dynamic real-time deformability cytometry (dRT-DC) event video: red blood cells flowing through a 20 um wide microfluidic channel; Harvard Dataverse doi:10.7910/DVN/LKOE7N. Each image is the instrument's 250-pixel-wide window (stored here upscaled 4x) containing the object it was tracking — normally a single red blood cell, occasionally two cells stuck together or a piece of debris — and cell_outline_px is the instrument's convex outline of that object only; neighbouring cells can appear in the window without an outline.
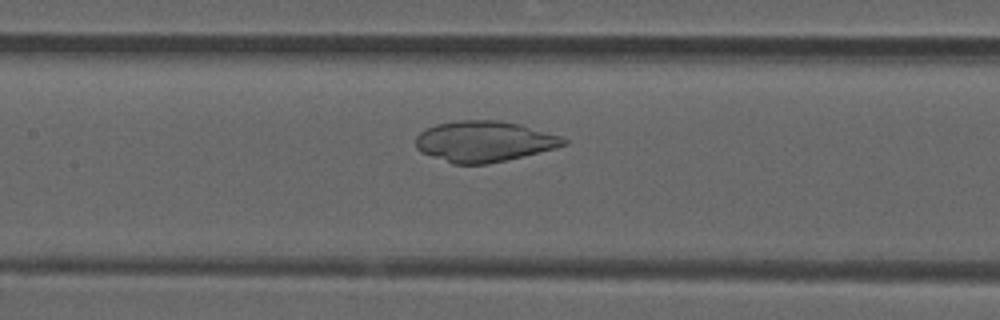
{"species": "common noctule bat (a hibernating species)", "species_latin": "Nyctalus noctula", "temperature_condition": "room temperature", "stored_images_in_passage": 29, "camera_frame_rate_fps": 3000, "um_per_image_px": 0.085, "animal": {"sex": "male", "forearm_length_mm": 52.5}, "frame": {"image": 1, "passage_image": 8, "time_ms": 2.333, "image_size_px": [1000, 320], "cell_outline_px": [[568, 144], [556, 148], [488, 164], [452, 164], [420, 152], [416, 148], [416, 136], [424, 128], [436, 124], [460, 120], [500, 120], [520, 124], [560, 136], [568, 140]], "centroid_in_image_um": [41.12, 12.02], "position_along_channel_um": 166.3, "area_um2": 35.26}}
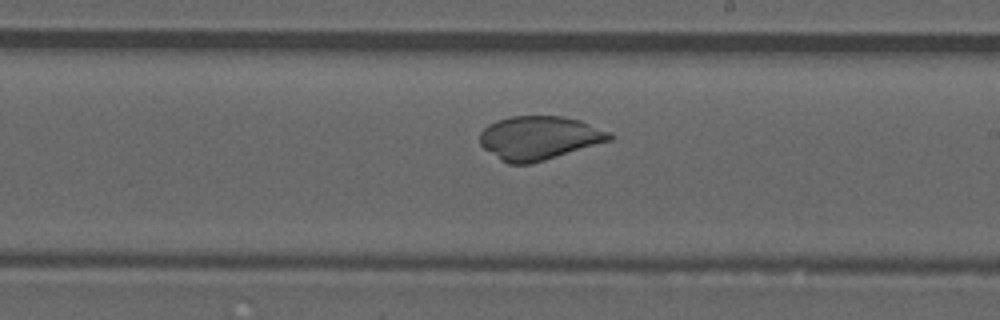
{"frame": {"image": 2, "passage_image": 14, "time_ms": 4.333, "image_size_px": [1000, 320], "cell_outline_px": [[612, 140], [532, 164], [508, 164], [500, 160], [484, 148], [480, 144], [480, 132], [488, 124], [496, 120], [512, 116], [564, 116], [580, 120], [612, 132]], "centroid_in_image_um": [45.83, 11.72], "position_along_channel_um": 243.2, "area_um2": 33.23}}
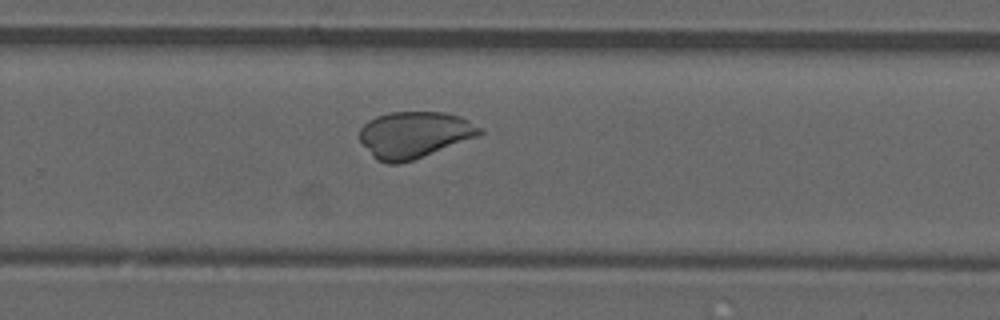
{"frame": {"image": 3, "passage_image": 18, "time_ms": 5.667, "image_size_px": [1000, 320], "cell_outline_px": [[484, 132], [480, 136], [412, 160], [400, 164], [388, 164], [376, 160], [372, 156], [360, 140], [360, 128], [368, 120], [376, 116], [388, 112], [440, 112], [460, 116], [468, 120], [480, 128]], "centroid_in_image_um": [35.2, 11.45], "position_along_channel_um": 294.6, "area_um2": 32.54}}